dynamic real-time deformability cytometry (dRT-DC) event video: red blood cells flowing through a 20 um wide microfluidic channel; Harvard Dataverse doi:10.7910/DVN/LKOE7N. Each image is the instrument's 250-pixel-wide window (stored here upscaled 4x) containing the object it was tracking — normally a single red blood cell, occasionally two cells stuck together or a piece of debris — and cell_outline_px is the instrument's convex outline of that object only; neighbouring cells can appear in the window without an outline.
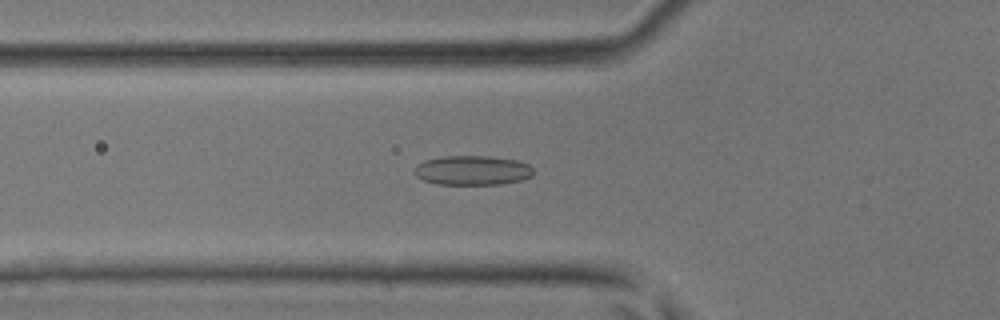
{"species": "common noctule bat (a hibernating species)", "species_latin": "Nyctalus noctula", "temperature_condition": "room temperature", "stored_images_in_passage": 34, "camera_frame_rate_fps": 3000, "um_per_image_px": 0.085, "animal": {"sex": "male", "body_mass_g": 17.9, "forearm_length_mm": 54.2}, "frame": {"image": 1, "passage_image": 11, "time_ms": 3.333, "image_size_px": [1000, 320], "cell_outline_px": [[532, 176], [524, 180], [500, 184], [436, 184], [424, 180], [416, 176], [412, 172], [424, 160], [444, 156], [488, 156], [516, 160], [528, 164], [532, 168]], "centroid_in_image_um": [40.16, 14.48], "position_along_channel_um": 85.6, "area_um2": 20.4}}
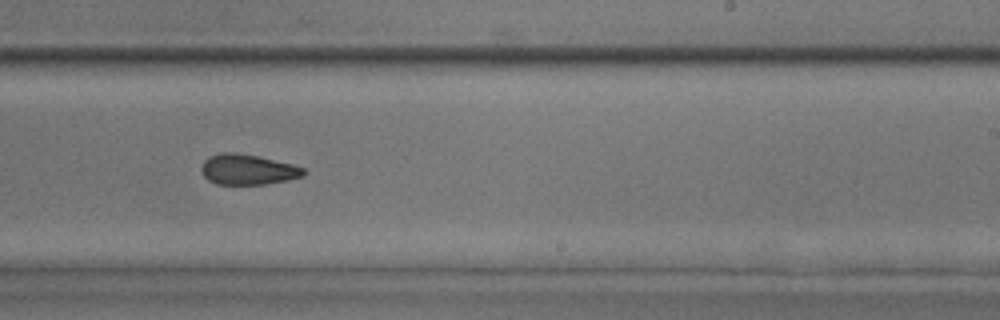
{"frame": {"image": 2, "passage_image": 23, "time_ms": 7.333, "image_size_px": [1000, 320], "cell_outline_px": [[304, 176], [288, 180], [264, 184], [216, 184], [208, 180], [200, 172], [200, 168], [204, 160], [208, 156], [220, 152], [236, 152], [256, 156], [292, 164], [304, 168]], "centroid_in_image_um": [21.0, 14.4], "position_along_channel_um": 268.0, "area_um2": 18.15}}
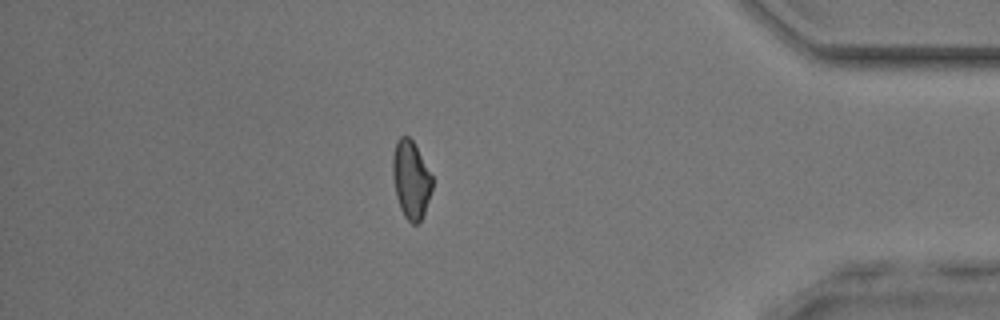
{"frame": {"image": 3, "passage_image": 34, "time_ms": 11.0, "image_size_px": [1000, 320], "cell_outline_px": [[432, 188], [424, 216], [416, 224], [412, 224], [404, 216], [400, 208], [396, 196], [392, 176], [392, 156], [396, 140], [400, 136], [408, 136], [412, 140], [432, 176]], "centroid_in_image_um": [34.91, 15.28], "position_along_channel_um": 400.3, "area_um2": 17.98}}